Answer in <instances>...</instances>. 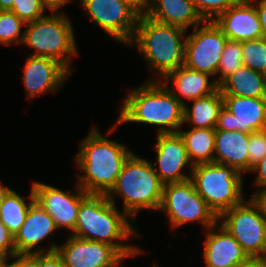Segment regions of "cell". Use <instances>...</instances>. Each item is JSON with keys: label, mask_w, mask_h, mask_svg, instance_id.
Returning <instances> with one entry per match:
<instances>
[{"label": "cell", "mask_w": 266, "mask_h": 267, "mask_svg": "<svg viewBox=\"0 0 266 267\" xmlns=\"http://www.w3.org/2000/svg\"><path fill=\"white\" fill-rule=\"evenodd\" d=\"M7 259L8 257L5 254L0 253V267H5Z\"/></svg>", "instance_id": "cell-44"}, {"label": "cell", "mask_w": 266, "mask_h": 267, "mask_svg": "<svg viewBox=\"0 0 266 267\" xmlns=\"http://www.w3.org/2000/svg\"><path fill=\"white\" fill-rule=\"evenodd\" d=\"M0 253L8 258L15 254L14 236L9 229L0 221Z\"/></svg>", "instance_id": "cell-34"}, {"label": "cell", "mask_w": 266, "mask_h": 267, "mask_svg": "<svg viewBox=\"0 0 266 267\" xmlns=\"http://www.w3.org/2000/svg\"><path fill=\"white\" fill-rule=\"evenodd\" d=\"M241 66H243L242 42L227 39L223 53L220 56V64L216 73V75L219 74L220 77L214 79L216 84L219 86L229 75L236 72Z\"/></svg>", "instance_id": "cell-27"}, {"label": "cell", "mask_w": 266, "mask_h": 267, "mask_svg": "<svg viewBox=\"0 0 266 267\" xmlns=\"http://www.w3.org/2000/svg\"><path fill=\"white\" fill-rule=\"evenodd\" d=\"M8 259L14 261L9 263ZM8 259L5 267H39V252L34 254L15 253Z\"/></svg>", "instance_id": "cell-33"}, {"label": "cell", "mask_w": 266, "mask_h": 267, "mask_svg": "<svg viewBox=\"0 0 266 267\" xmlns=\"http://www.w3.org/2000/svg\"><path fill=\"white\" fill-rule=\"evenodd\" d=\"M250 172L257 174L255 181H254L256 187L258 186L259 189L261 188L260 190L265 189L266 188V156L260 162H258L255 166H253Z\"/></svg>", "instance_id": "cell-36"}, {"label": "cell", "mask_w": 266, "mask_h": 267, "mask_svg": "<svg viewBox=\"0 0 266 267\" xmlns=\"http://www.w3.org/2000/svg\"><path fill=\"white\" fill-rule=\"evenodd\" d=\"M235 267H266V257H248Z\"/></svg>", "instance_id": "cell-40"}, {"label": "cell", "mask_w": 266, "mask_h": 267, "mask_svg": "<svg viewBox=\"0 0 266 267\" xmlns=\"http://www.w3.org/2000/svg\"><path fill=\"white\" fill-rule=\"evenodd\" d=\"M205 237L202 256L206 267H235L248 258L237 240L218 223L207 229Z\"/></svg>", "instance_id": "cell-19"}, {"label": "cell", "mask_w": 266, "mask_h": 267, "mask_svg": "<svg viewBox=\"0 0 266 267\" xmlns=\"http://www.w3.org/2000/svg\"><path fill=\"white\" fill-rule=\"evenodd\" d=\"M248 156L250 172L266 156V129L249 134Z\"/></svg>", "instance_id": "cell-32"}, {"label": "cell", "mask_w": 266, "mask_h": 267, "mask_svg": "<svg viewBox=\"0 0 266 267\" xmlns=\"http://www.w3.org/2000/svg\"><path fill=\"white\" fill-rule=\"evenodd\" d=\"M39 267H65L62 257L55 250L51 252H39Z\"/></svg>", "instance_id": "cell-35"}, {"label": "cell", "mask_w": 266, "mask_h": 267, "mask_svg": "<svg viewBox=\"0 0 266 267\" xmlns=\"http://www.w3.org/2000/svg\"><path fill=\"white\" fill-rule=\"evenodd\" d=\"M254 202L259 206L262 216L266 221V188L256 191L250 196Z\"/></svg>", "instance_id": "cell-39"}, {"label": "cell", "mask_w": 266, "mask_h": 267, "mask_svg": "<svg viewBox=\"0 0 266 267\" xmlns=\"http://www.w3.org/2000/svg\"><path fill=\"white\" fill-rule=\"evenodd\" d=\"M122 103L118 119L108 130L109 135L123 123H143L158 126V134L178 133L184 123L182 105L160 80L149 79L129 90Z\"/></svg>", "instance_id": "cell-2"}, {"label": "cell", "mask_w": 266, "mask_h": 267, "mask_svg": "<svg viewBox=\"0 0 266 267\" xmlns=\"http://www.w3.org/2000/svg\"><path fill=\"white\" fill-rule=\"evenodd\" d=\"M162 24L187 30L203 24L192 0H151L147 15Z\"/></svg>", "instance_id": "cell-22"}, {"label": "cell", "mask_w": 266, "mask_h": 267, "mask_svg": "<svg viewBox=\"0 0 266 267\" xmlns=\"http://www.w3.org/2000/svg\"><path fill=\"white\" fill-rule=\"evenodd\" d=\"M75 186L73 193L38 181L32 183L35 202L52 217L58 229H75L80 203L88 195L77 183Z\"/></svg>", "instance_id": "cell-13"}, {"label": "cell", "mask_w": 266, "mask_h": 267, "mask_svg": "<svg viewBox=\"0 0 266 267\" xmlns=\"http://www.w3.org/2000/svg\"><path fill=\"white\" fill-rule=\"evenodd\" d=\"M190 162L194 165L214 162L215 128L179 130Z\"/></svg>", "instance_id": "cell-25"}, {"label": "cell", "mask_w": 266, "mask_h": 267, "mask_svg": "<svg viewBox=\"0 0 266 267\" xmlns=\"http://www.w3.org/2000/svg\"><path fill=\"white\" fill-rule=\"evenodd\" d=\"M227 39L214 21H204L186 35L184 65L215 76Z\"/></svg>", "instance_id": "cell-10"}, {"label": "cell", "mask_w": 266, "mask_h": 267, "mask_svg": "<svg viewBox=\"0 0 266 267\" xmlns=\"http://www.w3.org/2000/svg\"><path fill=\"white\" fill-rule=\"evenodd\" d=\"M85 15L124 45L134 37L139 15L122 0H79Z\"/></svg>", "instance_id": "cell-11"}, {"label": "cell", "mask_w": 266, "mask_h": 267, "mask_svg": "<svg viewBox=\"0 0 266 267\" xmlns=\"http://www.w3.org/2000/svg\"><path fill=\"white\" fill-rule=\"evenodd\" d=\"M210 77L212 76L207 73L192 70L183 65L159 80L182 105H185L184 98L189 101L196 100L214 93L219 88L215 80H209Z\"/></svg>", "instance_id": "cell-20"}, {"label": "cell", "mask_w": 266, "mask_h": 267, "mask_svg": "<svg viewBox=\"0 0 266 267\" xmlns=\"http://www.w3.org/2000/svg\"><path fill=\"white\" fill-rule=\"evenodd\" d=\"M214 23L230 40L243 42L264 37L257 10L250 0H240L220 14Z\"/></svg>", "instance_id": "cell-18"}, {"label": "cell", "mask_w": 266, "mask_h": 267, "mask_svg": "<svg viewBox=\"0 0 266 267\" xmlns=\"http://www.w3.org/2000/svg\"><path fill=\"white\" fill-rule=\"evenodd\" d=\"M218 224L237 240L248 257H266V221L252 198L223 212Z\"/></svg>", "instance_id": "cell-9"}, {"label": "cell", "mask_w": 266, "mask_h": 267, "mask_svg": "<svg viewBox=\"0 0 266 267\" xmlns=\"http://www.w3.org/2000/svg\"><path fill=\"white\" fill-rule=\"evenodd\" d=\"M11 190L12 189L8 186H5L0 182V205Z\"/></svg>", "instance_id": "cell-43"}, {"label": "cell", "mask_w": 266, "mask_h": 267, "mask_svg": "<svg viewBox=\"0 0 266 267\" xmlns=\"http://www.w3.org/2000/svg\"><path fill=\"white\" fill-rule=\"evenodd\" d=\"M26 58L22 79L28 99L33 100L46 92L55 93L71 74L55 59L30 55Z\"/></svg>", "instance_id": "cell-16"}, {"label": "cell", "mask_w": 266, "mask_h": 267, "mask_svg": "<svg viewBox=\"0 0 266 267\" xmlns=\"http://www.w3.org/2000/svg\"><path fill=\"white\" fill-rule=\"evenodd\" d=\"M243 66L266 75V37L242 42Z\"/></svg>", "instance_id": "cell-28"}, {"label": "cell", "mask_w": 266, "mask_h": 267, "mask_svg": "<svg viewBox=\"0 0 266 267\" xmlns=\"http://www.w3.org/2000/svg\"><path fill=\"white\" fill-rule=\"evenodd\" d=\"M240 0H192L199 15L204 21H214Z\"/></svg>", "instance_id": "cell-30"}, {"label": "cell", "mask_w": 266, "mask_h": 267, "mask_svg": "<svg viewBox=\"0 0 266 267\" xmlns=\"http://www.w3.org/2000/svg\"><path fill=\"white\" fill-rule=\"evenodd\" d=\"M29 204L13 189L8 193L0 205V221L15 236L24 224L30 206L35 202L33 188L29 194Z\"/></svg>", "instance_id": "cell-26"}, {"label": "cell", "mask_w": 266, "mask_h": 267, "mask_svg": "<svg viewBox=\"0 0 266 267\" xmlns=\"http://www.w3.org/2000/svg\"><path fill=\"white\" fill-rule=\"evenodd\" d=\"M22 25L26 23L12 11H0V43L4 45L22 44L24 30Z\"/></svg>", "instance_id": "cell-29"}, {"label": "cell", "mask_w": 266, "mask_h": 267, "mask_svg": "<svg viewBox=\"0 0 266 267\" xmlns=\"http://www.w3.org/2000/svg\"><path fill=\"white\" fill-rule=\"evenodd\" d=\"M215 130L241 131L251 134L266 129V98L222 95Z\"/></svg>", "instance_id": "cell-12"}, {"label": "cell", "mask_w": 266, "mask_h": 267, "mask_svg": "<svg viewBox=\"0 0 266 267\" xmlns=\"http://www.w3.org/2000/svg\"><path fill=\"white\" fill-rule=\"evenodd\" d=\"M69 19L60 12H51V15L26 23L22 45L36 50L30 56L55 59L71 72V57L78 55V51Z\"/></svg>", "instance_id": "cell-6"}, {"label": "cell", "mask_w": 266, "mask_h": 267, "mask_svg": "<svg viewBox=\"0 0 266 267\" xmlns=\"http://www.w3.org/2000/svg\"><path fill=\"white\" fill-rule=\"evenodd\" d=\"M219 89L222 95L266 98V75L241 66L219 85Z\"/></svg>", "instance_id": "cell-23"}, {"label": "cell", "mask_w": 266, "mask_h": 267, "mask_svg": "<svg viewBox=\"0 0 266 267\" xmlns=\"http://www.w3.org/2000/svg\"><path fill=\"white\" fill-rule=\"evenodd\" d=\"M190 180L217 217L245 200L243 174L233 167L215 162L194 165Z\"/></svg>", "instance_id": "cell-7"}, {"label": "cell", "mask_w": 266, "mask_h": 267, "mask_svg": "<svg viewBox=\"0 0 266 267\" xmlns=\"http://www.w3.org/2000/svg\"><path fill=\"white\" fill-rule=\"evenodd\" d=\"M163 185L151 161L132 153L106 197L115 205V196H122L123 212L135 222L136 212L142 209L159 210Z\"/></svg>", "instance_id": "cell-5"}, {"label": "cell", "mask_w": 266, "mask_h": 267, "mask_svg": "<svg viewBox=\"0 0 266 267\" xmlns=\"http://www.w3.org/2000/svg\"><path fill=\"white\" fill-rule=\"evenodd\" d=\"M192 107L184 105V123L188 122L193 128H215L218 113L223 107V96L218 88L214 93L192 100Z\"/></svg>", "instance_id": "cell-24"}, {"label": "cell", "mask_w": 266, "mask_h": 267, "mask_svg": "<svg viewBox=\"0 0 266 267\" xmlns=\"http://www.w3.org/2000/svg\"><path fill=\"white\" fill-rule=\"evenodd\" d=\"M73 0H40L41 4L51 12H58V9L64 7Z\"/></svg>", "instance_id": "cell-41"}, {"label": "cell", "mask_w": 266, "mask_h": 267, "mask_svg": "<svg viewBox=\"0 0 266 267\" xmlns=\"http://www.w3.org/2000/svg\"><path fill=\"white\" fill-rule=\"evenodd\" d=\"M45 9L40 0H14L10 11L25 23H29L45 17Z\"/></svg>", "instance_id": "cell-31"}, {"label": "cell", "mask_w": 266, "mask_h": 267, "mask_svg": "<svg viewBox=\"0 0 266 267\" xmlns=\"http://www.w3.org/2000/svg\"><path fill=\"white\" fill-rule=\"evenodd\" d=\"M14 0H0V11H10Z\"/></svg>", "instance_id": "cell-42"}, {"label": "cell", "mask_w": 266, "mask_h": 267, "mask_svg": "<svg viewBox=\"0 0 266 267\" xmlns=\"http://www.w3.org/2000/svg\"><path fill=\"white\" fill-rule=\"evenodd\" d=\"M131 9H133L139 16H145L148 13L151 0H122Z\"/></svg>", "instance_id": "cell-37"}, {"label": "cell", "mask_w": 266, "mask_h": 267, "mask_svg": "<svg viewBox=\"0 0 266 267\" xmlns=\"http://www.w3.org/2000/svg\"><path fill=\"white\" fill-rule=\"evenodd\" d=\"M56 251L65 267H120L125 259L113 246L70 235Z\"/></svg>", "instance_id": "cell-14"}, {"label": "cell", "mask_w": 266, "mask_h": 267, "mask_svg": "<svg viewBox=\"0 0 266 267\" xmlns=\"http://www.w3.org/2000/svg\"><path fill=\"white\" fill-rule=\"evenodd\" d=\"M76 166L77 185L88 194H107L114 186L127 158L133 153L121 143L104 137L95 124L80 142Z\"/></svg>", "instance_id": "cell-3"}, {"label": "cell", "mask_w": 266, "mask_h": 267, "mask_svg": "<svg viewBox=\"0 0 266 267\" xmlns=\"http://www.w3.org/2000/svg\"><path fill=\"white\" fill-rule=\"evenodd\" d=\"M157 152L156 162L152 167L163 184L183 182L190 179L193 164L185 148L184 141L179 133L157 134V142L154 145ZM189 167V176L182 172Z\"/></svg>", "instance_id": "cell-15"}, {"label": "cell", "mask_w": 266, "mask_h": 267, "mask_svg": "<svg viewBox=\"0 0 266 267\" xmlns=\"http://www.w3.org/2000/svg\"><path fill=\"white\" fill-rule=\"evenodd\" d=\"M105 194H88L80 203L77 223L70 234L82 239L107 243L113 246L125 259L134 258L143 252L132 244L121 243L138 236L134 222Z\"/></svg>", "instance_id": "cell-1"}, {"label": "cell", "mask_w": 266, "mask_h": 267, "mask_svg": "<svg viewBox=\"0 0 266 267\" xmlns=\"http://www.w3.org/2000/svg\"><path fill=\"white\" fill-rule=\"evenodd\" d=\"M249 134L241 131L215 130L214 162L249 172Z\"/></svg>", "instance_id": "cell-21"}, {"label": "cell", "mask_w": 266, "mask_h": 267, "mask_svg": "<svg viewBox=\"0 0 266 267\" xmlns=\"http://www.w3.org/2000/svg\"><path fill=\"white\" fill-rule=\"evenodd\" d=\"M257 10L260 25L262 28V34L266 37V0H250Z\"/></svg>", "instance_id": "cell-38"}, {"label": "cell", "mask_w": 266, "mask_h": 267, "mask_svg": "<svg viewBox=\"0 0 266 267\" xmlns=\"http://www.w3.org/2000/svg\"><path fill=\"white\" fill-rule=\"evenodd\" d=\"M159 211L166 212L172 228L196 221L207 230L218 223V217L196 192L190 179L163 185Z\"/></svg>", "instance_id": "cell-8"}, {"label": "cell", "mask_w": 266, "mask_h": 267, "mask_svg": "<svg viewBox=\"0 0 266 267\" xmlns=\"http://www.w3.org/2000/svg\"><path fill=\"white\" fill-rule=\"evenodd\" d=\"M186 30L139 16L135 34L128 46H136L150 65L163 78L167 73L184 65Z\"/></svg>", "instance_id": "cell-4"}, {"label": "cell", "mask_w": 266, "mask_h": 267, "mask_svg": "<svg viewBox=\"0 0 266 267\" xmlns=\"http://www.w3.org/2000/svg\"><path fill=\"white\" fill-rule=\"evenodd\" d=\"M57 229L52 217L34 202L26 214L24 224L14 236L15 253L34 254L55 251L58 247L55 243H52L47 251L40 246L36 250V247Z\"/></svg>", "instance_id": "cell-17"}]
</instances>
